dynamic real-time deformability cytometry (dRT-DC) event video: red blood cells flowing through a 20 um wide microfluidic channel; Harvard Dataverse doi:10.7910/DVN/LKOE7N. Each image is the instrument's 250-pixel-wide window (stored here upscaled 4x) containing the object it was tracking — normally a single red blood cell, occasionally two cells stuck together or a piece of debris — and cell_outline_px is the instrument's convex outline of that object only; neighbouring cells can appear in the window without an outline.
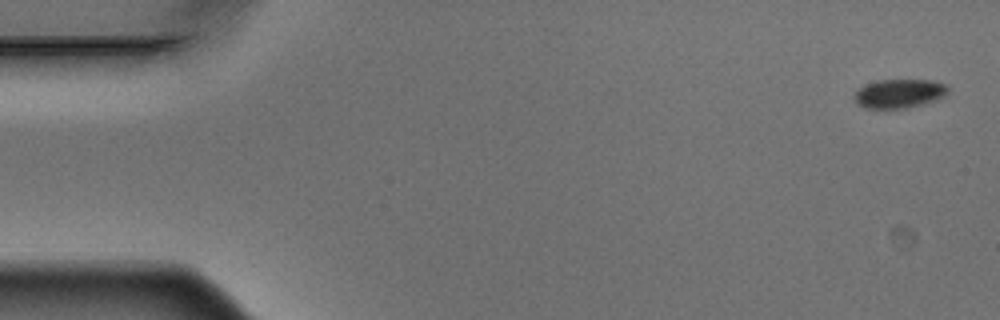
{"species": "Egyptian fruit bat (a non-hibernating species)", "species_latin": "Rousettus aegyptiacus", "temperature_condition": "warm", "stored_images_in_passage": 6, "camera_frame_rate_fps": 3000, "um_per_image_px": 0.085, "animal": {"sex": "male"}, "frame": {"image": 1, "passage_image": 1, "time_ms": 0.0, "image_size_px": [1000, 320], "cell_outline_px": [[948, 92], [944, 96], [936, 100], [904, 108], [864, 108], [856, 104], [852, 96], [856, 88], [864, 84], [880, 80], [932, 80], [944, 84], [948, 88]], "centroid_in_image_um": [76.35, 7.94], "position_along_channel_um": 8.6, "area_um2": 15.9}}
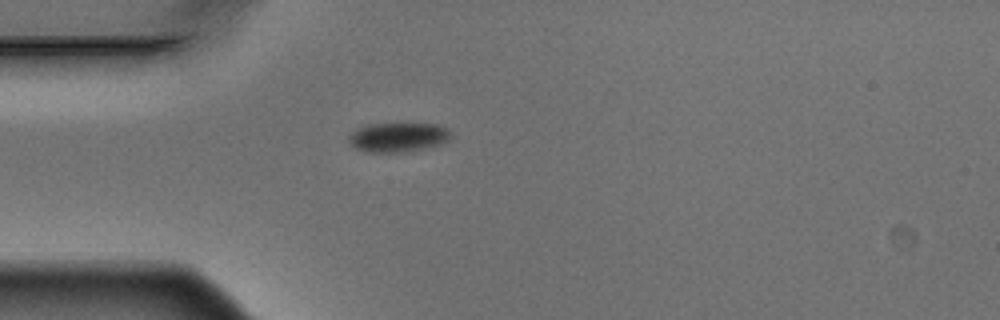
{"frame": {"image": 2, "passage_image": 5, "time_ms": 1.333, "image_size_px": [1000, 320], "cell_outline_px": [[448, 140], [440, 144], [424, 148], [404, 152], [368, 152], [356, 148], [348, 140], [348, 136], [356, 128], [368, 124], [436, 124], [444, 128], [448, 132]], "centroid_in_image_um": [33.76, 11.67], "position_along_channel_um": 51.2, "area_um2": 17.11}}